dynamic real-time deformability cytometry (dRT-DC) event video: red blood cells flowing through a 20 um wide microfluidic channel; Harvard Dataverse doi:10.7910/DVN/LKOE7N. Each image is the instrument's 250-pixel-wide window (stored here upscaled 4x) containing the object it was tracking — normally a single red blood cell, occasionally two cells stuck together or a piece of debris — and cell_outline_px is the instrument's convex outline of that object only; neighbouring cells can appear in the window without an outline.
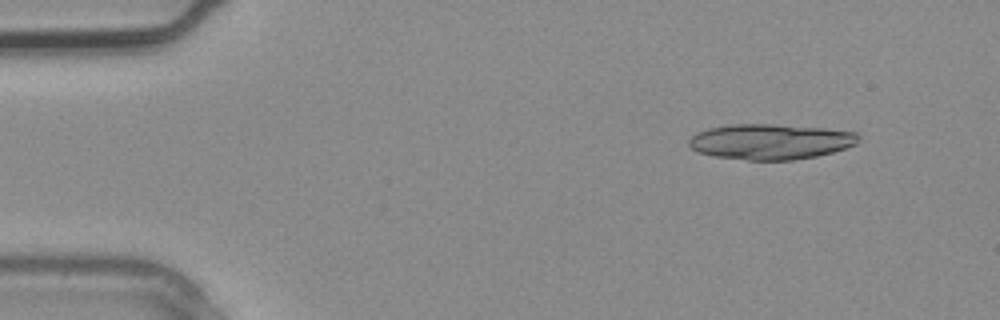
{"species": "common noctule bat (a hibernating species)", "species_latin": "Nyctalus noctula", "temperature_condition": "warm", "stored_images_in_passage": 4, "camera_frame_rate_fps": 3000, "um_per_image_px": 0.085, "animal": {"sex": "male", "body_mass_g": 20.4}, "frame": {"image": 1, "passage_image": 4, "time_ms": 1.0, "image_size_px": [1000, 320], "cell_outline_px": [[860, 140], [856, 144], [832, 152], [816, 156], [792, 160], [748, 160], [712, 156], [700, 152], [692, 148], [688, 144], [688, 140], [692, 136], [708, 128], [732, 124], [776, 124], [824, 128], [856, 132], [860, 136]], "centroid_in_image_um": [65.51, 12.03], "position_along_channel_um": 19.5, "area_um2": 35.03}}